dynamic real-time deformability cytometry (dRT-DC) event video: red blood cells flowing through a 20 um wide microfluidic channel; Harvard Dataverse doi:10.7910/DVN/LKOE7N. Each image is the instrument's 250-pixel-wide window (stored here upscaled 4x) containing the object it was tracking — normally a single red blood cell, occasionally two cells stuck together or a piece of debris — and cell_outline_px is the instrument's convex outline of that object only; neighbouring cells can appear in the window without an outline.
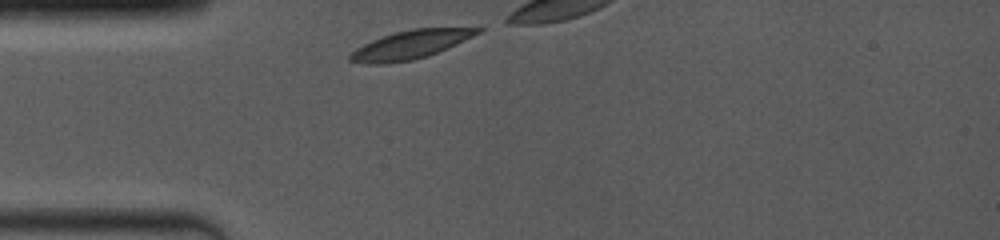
{"species": "common noctule bat (a hibernating species)", "species_latin": "Nyctalus noctula", "temperature_condition": "room temperature", "stored_images_in_passage": 6, "camera_frame_rate_fps": 4000, "um_per_image_px": 0.085, "animal": {"sex": "female", "body_mass_g": 19.0, "forearm_length_mm": 53.3}, "frame": {"image": 1, "passage_image": 1, "time_ms": 0.0, "image_size_px": [1000, 240], "cell_outline_px": [[484, 28], [480, 32], [456, 44], [428, 56], [412, 60], [380, 64], [368, 64], [348, 60], [348, 56], [356, 48], [372, 40], [396, 32], [412, 28]], "centroid_in_image_um": [34.85, 3.8], "position_along_channel_um": 50.2, "area_um2": 20.75}}